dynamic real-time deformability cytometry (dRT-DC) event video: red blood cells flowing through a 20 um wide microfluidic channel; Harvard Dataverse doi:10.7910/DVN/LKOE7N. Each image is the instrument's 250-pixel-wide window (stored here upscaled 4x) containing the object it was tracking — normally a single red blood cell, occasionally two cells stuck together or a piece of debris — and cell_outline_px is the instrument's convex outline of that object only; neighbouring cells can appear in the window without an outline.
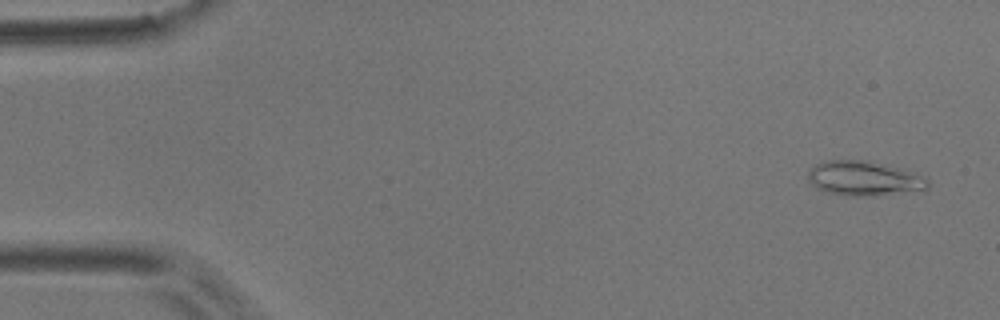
{"species": "common noctule bat (a hibernating species)", "species_latin": "Nyctalus noctula", "temperature_condition": "room temperature", "stored_images_in_passage": 5, "camera_frame_rate_fps": 3000, "um_per_image_px": 0.085, "animal": {"sex": "male", "body_mass_g": 17.9}, "frame": {"image": 1, "passage_image": 1, "time_ms": 0.0, "image_size_px": [1000, 320], "cell_outline_px": [[928, 188], [924, 192], [876, 196], [848, 196], [816, 188], [812, 184], [808, 176], [808, 172], [816, 164], [824, 160], [860, 160], [900, 168], [928, 176]], "centroid_in_image_um": [73.56, 15.19], "position_along_channel_um": 11.4, "area_um2": 24.51}}